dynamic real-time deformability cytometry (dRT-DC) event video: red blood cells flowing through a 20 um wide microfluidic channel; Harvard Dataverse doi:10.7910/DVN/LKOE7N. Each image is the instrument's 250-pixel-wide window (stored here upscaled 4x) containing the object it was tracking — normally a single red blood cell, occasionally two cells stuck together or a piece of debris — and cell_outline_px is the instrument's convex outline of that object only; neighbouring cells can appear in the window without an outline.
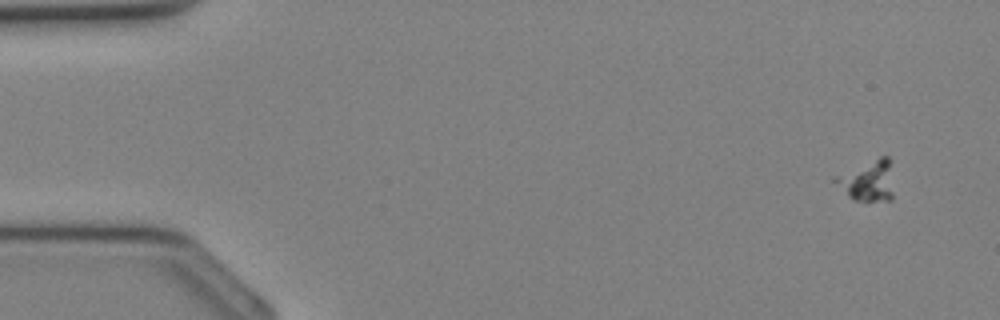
{"species": "Egyptian fruit bat (a non-hibernating species)", "species_latin": "Rousettus aegyptiacus", "temperature_condition": "cold", "stored_images_in_passage": 35, "camera_frame_rate_fps": 3000, "um_per_image_px": 0.085, "animal": {"sex": "female"}, "frame": {"image": 1, "passage_image": 2, "time_ms": 0.333, "image_size_px": [1000, 320], "cell_outline_px": [[892, 200], [852, 200], [832, 180], [832, 176], [880, 156], [888, 156], [892, 160]], "centroid_in_image_um": [73.76, 15.32], "position_along_channel_um": 11.2, "area_um2": 14.1}}
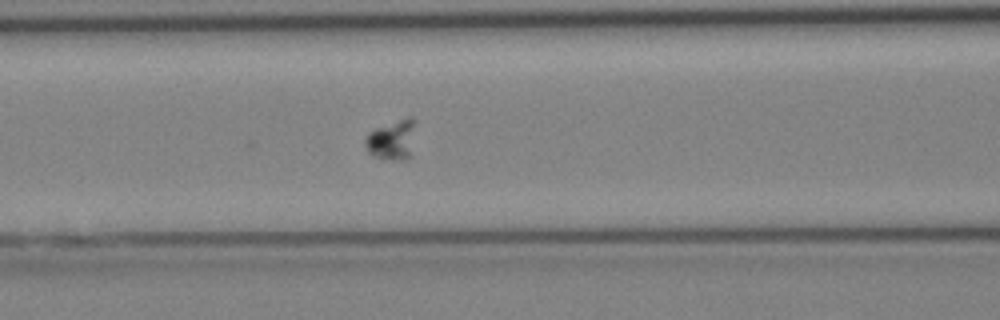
{"frame": {"image": 2, "passage_image": 15, "time_ms": 4.667, "image_size_px": [1000, 320], "cell_outline_px": [[412, 156], [408, 160], [400, 160], [372, 156], [368, 152], [364, 144], [364, 140], [368, 132], [376, 128], [408, 116], [412, 116]], "centroid_in_image_um": [33.28, 11.92], "position_along_channel_um": 133.3, "area_um2": 11.5}}
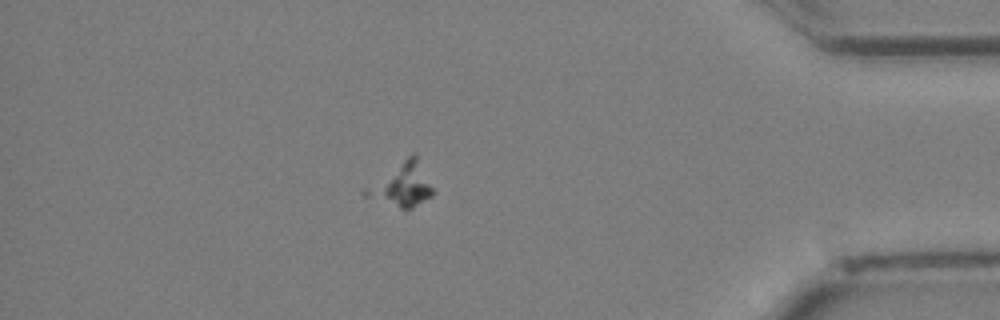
{"frame": {"image": 3, "passage_image": 31, "time_ms": 10.0, "image_size_px": [1000, 320], "cell_outline_px": [[436, 192], [432, 196], [412, 208], [400, 208], [364, 196], [360, 192], [364, 188], [412, 152], [416, 152]], "centroid_in_image_um": [34.18, 15.68], "position_along_channel_um": 401.0, "area_um2": 17.28}}